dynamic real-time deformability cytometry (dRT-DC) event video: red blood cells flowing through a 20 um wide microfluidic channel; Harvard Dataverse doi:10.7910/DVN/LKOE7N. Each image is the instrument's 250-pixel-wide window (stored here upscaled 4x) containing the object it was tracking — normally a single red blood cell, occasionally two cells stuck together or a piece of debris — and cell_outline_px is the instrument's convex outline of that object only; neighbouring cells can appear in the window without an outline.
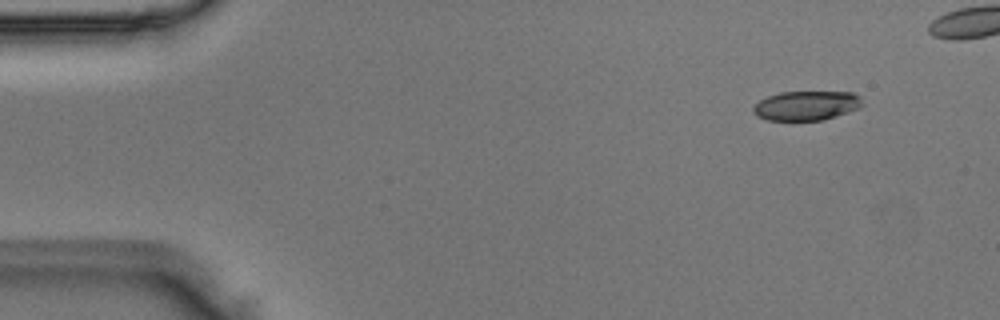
{"species": "Egyptian fruit bat (a non-hibernating species)", "species_latin": "Rousettus aegyptiacus", "temperature_condition": "room temperature", "stored_images_in_passage": 43, "camera_frame_rate_fps": 3000, "um_per_image_px": 0.085, "animal": {"sex": "male"}, "frame": {"image": 1, "passage_image": 3, "time_ms": 0.667, "image_size_px": [1000, 320], "cell_outline_px": [[860, 108], [824, 120], [768, 120], [756, 116], [752, 112], [752, 108], [760, 100], [768, 96], [780, 92], [852, 92], [860, 96]], "centroid_in_image_um": [68.52, 8.98], "position_along_channel_um": 16.5, "area_um2": 18.61}}
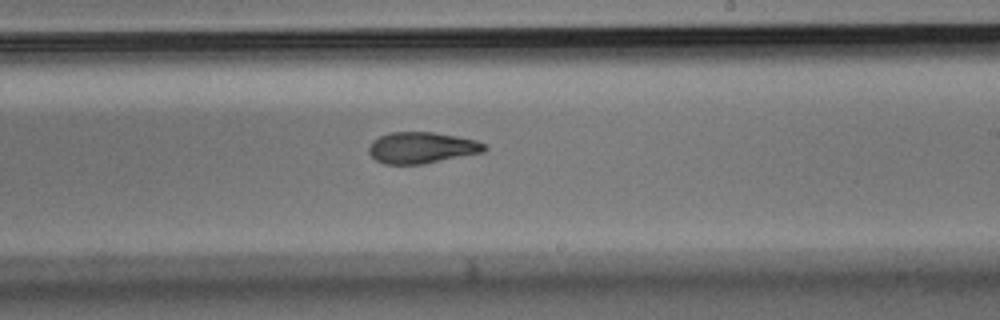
{"frame": {"image": 2, "passage_image": 28, "time_ms": 9.0, "image_size_px": [1000, 320], "cell_outline_px": [[488, 148], [484, 152], [424, 164], [384, 164], [376, 160], [368, 152], [368, 148], [372, 140], [388, 132], [432, 132], [456, 136], [476, 140], [484, 144]], "centroid_in_image_um": [35.83, 12.56], "position_along_channel_um": 253.2, "area_um2": 21.15}}
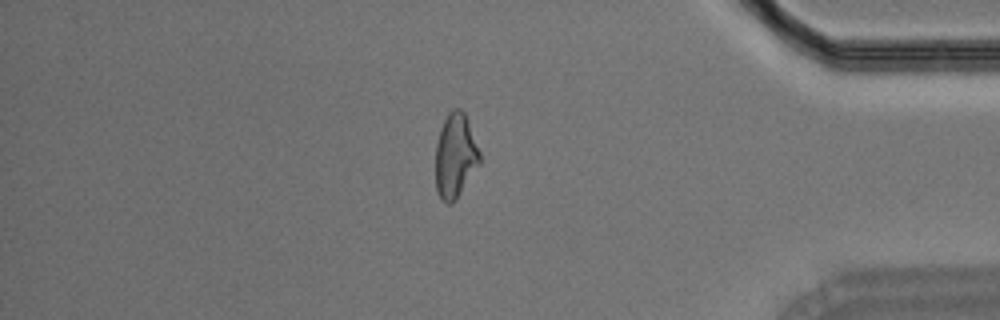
{"frame": {"image": 3, "passage_image": 41, "time_ms": 13.333, "image_size_px": [1000, 320], "cell_outline_px": [[480, 164], [456, 200], [452, 204], [448, 204], [440, 200], [436, 188], [436, 144], [440, 128], [448, 112], [452, 108], [460, 108], [464, 112], [480, 152]], "centroid_in_image_um": [38.69, 13.26], "position_along_channel_um": 396.5, "area_um2": 21.85}}